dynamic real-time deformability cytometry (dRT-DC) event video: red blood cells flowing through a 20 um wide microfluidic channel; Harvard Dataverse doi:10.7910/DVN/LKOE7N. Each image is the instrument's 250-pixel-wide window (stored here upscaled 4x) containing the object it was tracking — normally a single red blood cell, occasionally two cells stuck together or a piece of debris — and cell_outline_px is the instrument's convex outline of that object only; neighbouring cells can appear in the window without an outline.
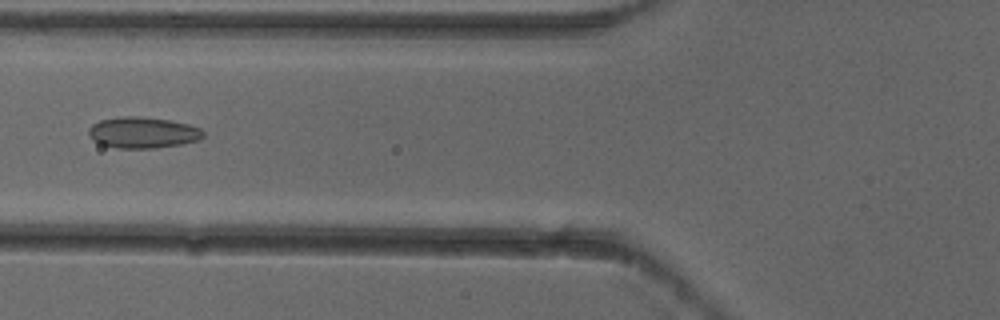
{"species": "common noctule bat (a hibernating species)", "species_latin": "Nyctalus noctula", "temperature_condition": "cold", "stored_images_in_passage": 7, "camera_frame_rate_fps": 3000, "um_per_image_px": 0.085, "animal": {"sex": "female"}, "frame": {"image": 1, "passage_image": 6, "time_ms": 1.667, "image_size_px": [1000, 320], "cell_outline_px": [[204, 136], [200, 140], [180, 144], [152, 148], [116, 148], [100, 144], [92, 140], [88, 132], [88, 128], [92, 124], [100, 120], [120, 116], [140, 116], [172, 120], [188, 124], [200, 128], [204, 132]], "centroid_in_image_um": [12.13, 11.26], "position_along_channel_um": 113.7, "area_um2": 20.98}}
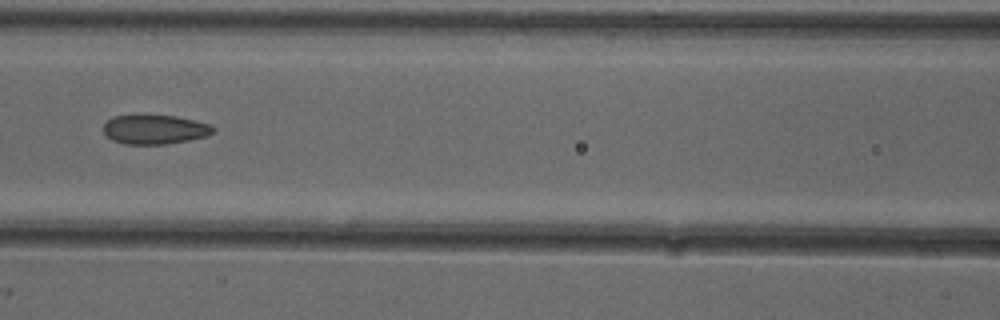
{"frame": {"image": 2, "passage_image": 7, "time_ms": 2.0, "image_size_px": [1000, 320], "cell_outline_px": [[216, 132], [208, 136], [188, 140], [164, 144], [124, 144], [112, 140], [104, 132], [104, 124], [112, 116], [176, 116], [212, 124], [216, 128]], "centroid_in_image_um": [13.22, 11.01], "position_along_channel_um": 153.4, "area_um2": 18.67}}